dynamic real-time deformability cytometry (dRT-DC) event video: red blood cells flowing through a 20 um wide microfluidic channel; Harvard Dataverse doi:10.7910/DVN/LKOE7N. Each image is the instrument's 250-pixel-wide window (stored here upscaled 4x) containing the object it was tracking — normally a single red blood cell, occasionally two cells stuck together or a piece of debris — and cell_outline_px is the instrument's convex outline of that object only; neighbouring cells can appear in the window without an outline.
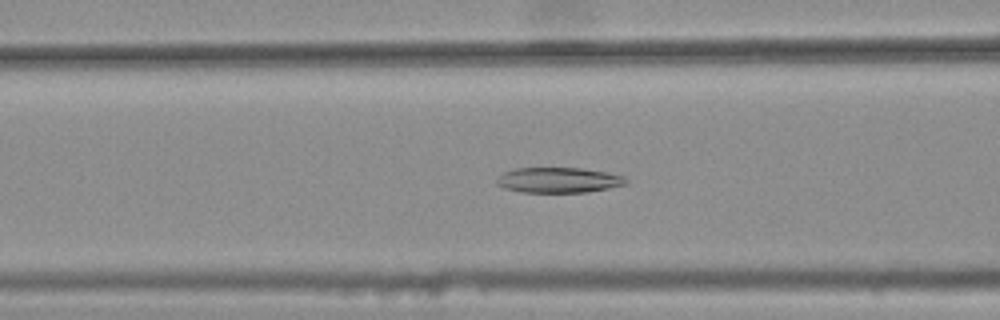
{"species": "common noctule bat (a hibernating species)", "species_latin": "Nyctalus noctula", "temperature_condition": "warm", "stored_images_in_passage": 32, "camera_frame_rate_fps": 3000, "um_per_image_px": 0.085, "animal": {"sex": "female", "body_mass_g": 25.1}, "frame": {"image": 1, "passage_image": 8, "time_ms": 2.333, "image_size_px": [1000, 320], "cell_outline_px": [[628, 184], [588, 192], [520, 192], [504, 188], [496, 184], [496, 176], [504, 172], [516, 168], [580, 168], [604, 172], [624, 176], [628, 180]], "centroid_in_image_um": [47.45, 15.31], "position_along_channel_um": 119.2, "area_um2": 19.13}}
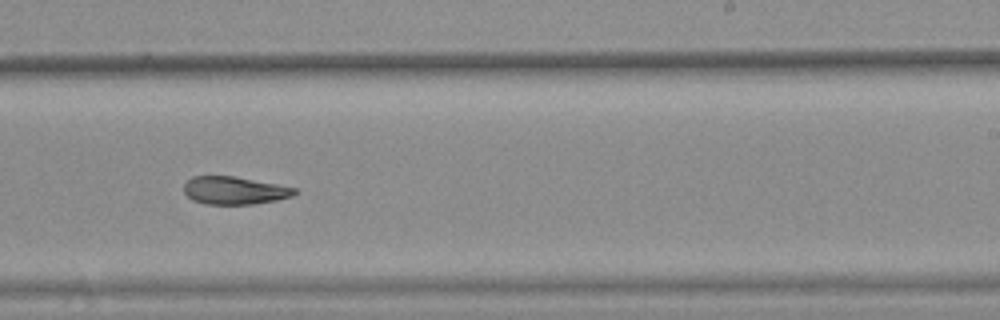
{"frame": {"image": 2, "passage_image": 20, "time_ms": 6.333, "image_size_px": [1000, 320], "cell_outline_px": [[296, 192], [292, 196], [276, 200], [252, 204], [204, 204], [192, 200], [184, 192], [184, 184], [192, 176], [232, 176], [276, 184], [296, 188]], "centroid_in_image_um": [19.89, 16.19], "position_along_channel_um": 269.1, "area_um2": 17.74}}
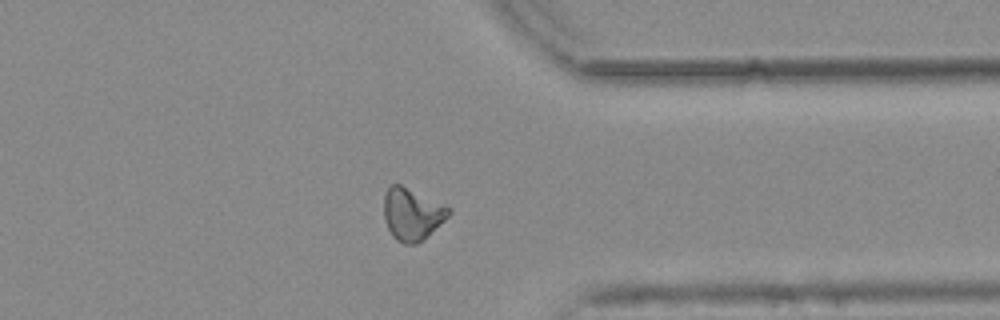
{"frame": {"image": 3, "passage_image": 29, "time_ms": 9.333, "image_size_px": [1000, 320], "cell_outline_px": [[452, 212], [444, 220], [416, 244], [404, 244], [396, 240], [392, 236], [384, 220], [384, 192], [392, 184], [400, 184], [444, 204], [452, 208]], "centroid_in_image_um": [35.0, 18.18], "position_along_channel_um": 376.4, "area_um2": 19.54}, "authors_computed_cell_mechanics": {"area_um2": 19.0451, "velocity_mm_per_s": 3.7575, "shape_relaxation_time_tau1_ms": null, "shape_relaxation_time_tau2_ms": 6.1875, "deformation_change_tau1": null, "deformation_change_tau2": 0.1363}}